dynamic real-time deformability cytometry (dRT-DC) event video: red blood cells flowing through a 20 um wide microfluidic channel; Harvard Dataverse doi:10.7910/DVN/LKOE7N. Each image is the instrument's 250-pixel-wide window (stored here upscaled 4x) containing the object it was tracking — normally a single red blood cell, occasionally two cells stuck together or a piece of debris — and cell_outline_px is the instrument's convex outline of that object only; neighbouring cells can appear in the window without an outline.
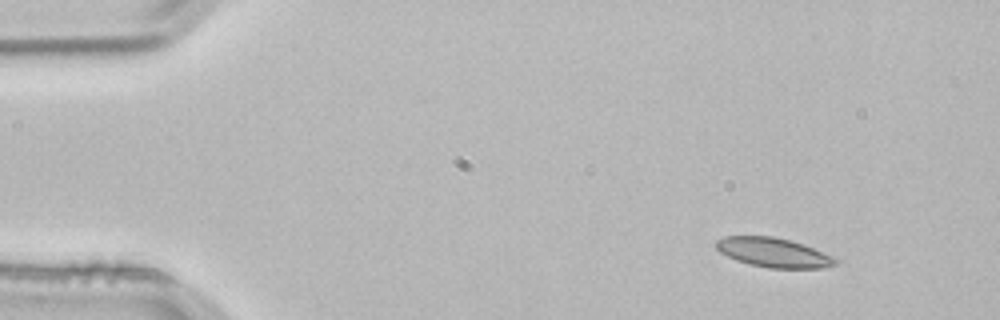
{"species": "common noctule bat (a hibernating species)", "species_latin": "Nyctalus noctula", "temperature_condition": "room temperature", "stored_images_in_passage": 4, "segment_of_instrument_passage": [1, 2], "camera_frame_rate_fps": 3000, "um_per_image_px": 0.085, "animal": {"sex": "male", "body_mass_g": 21.5, "forearm_length_mm": 52.0}, "frame": {"image": 1, "passage_image": 1, "time_ms": 0.0, "image_size_px": [1000, 320], "cell_outline_px": [[840, 260], [836, 264], [820, 268], [768, 268], [736, 260], [720, 252], [716, 248], [716, 240], [724, 236], [772, 236], [792, 240], [804, 244], [832, 256]], "centroid_in_image_um": [65.75, 21.45], "position_along_channel_um": 19.2, "area_um2": 20.4}}
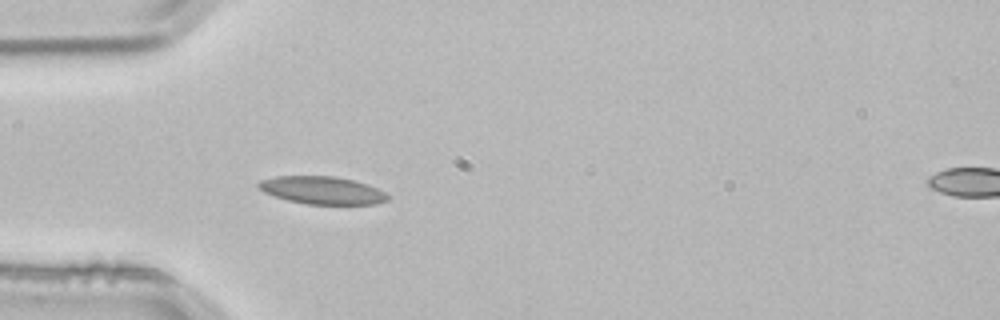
{"frame": {"image": 2, "passage_image": 3, "time_ms": 0.667, "image_size_px": [1000, 320], "cell_outline_px": [[388, 200], [376, 204], [304, 204], [288, 200], [264, 192], [256, 184], [260, 180], [276, 176], [336, 176], [356, 180], [368, 184], [384, 192], [388, 196]], "centroid_in_image_um": [27.39, 16.16], "position_along_channel_um": 57.6, "area_um2": 20.87}}